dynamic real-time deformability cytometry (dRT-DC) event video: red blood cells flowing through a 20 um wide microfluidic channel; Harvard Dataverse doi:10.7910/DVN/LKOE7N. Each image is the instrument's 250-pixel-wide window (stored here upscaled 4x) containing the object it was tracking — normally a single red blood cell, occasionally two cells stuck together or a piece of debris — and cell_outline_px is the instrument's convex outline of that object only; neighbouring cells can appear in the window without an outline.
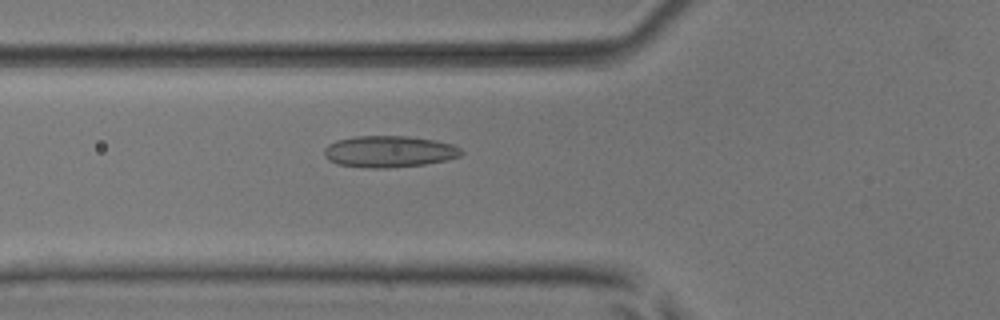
{"species": "common noctule bat (a hibernating species)", "species_latin": "Nyctalus noctula", "temperature_condition": "room temperature", "stored_images_in_passage": 45, "camera_frame_rate_fps": 3000, "um_per_image_px": 0.085, "animal": {"sex": "male", "body_mass_g": 17.9, "forearm_length_mm": 54.2}, "frame": {"image": 1, "passage_image": 13, "time_ms": 4.0, "image_size_px": [1000, 320], "cell_outline_px": [[464, 152], [460, 156], [444, 160], [424, 164], [388, 168], [368, 168], [336, 164], [328, 160], [324, 156], [324, 148], [328, 144], [336, 140], [356, 136], [408, 136], [436, 140], [452, 144], [460, 148]], "centroid_in_image_um": [33.04, 12.88], "position_along_channel_um": 92.8, "area_um2": 25.32}}
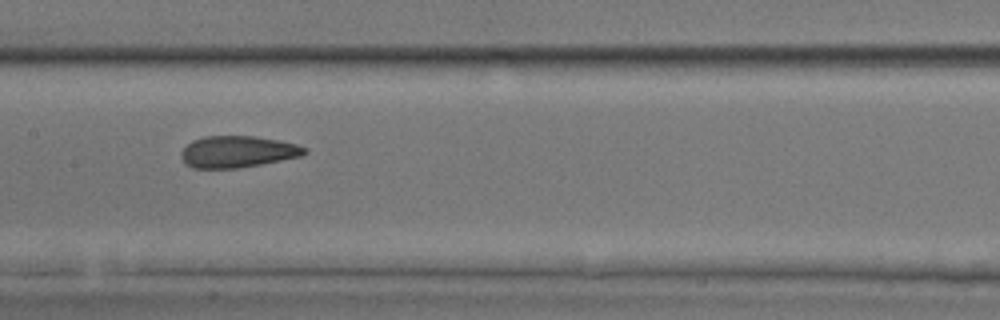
{"frame": {"image": 2, "passage_image": 20, "time_ms": 6.333, "image_size_px": [1000, 320], "cell_outline_px": [[308, 152], [304, 156], [260, 164], [236, 168], [192, 168], [184, 164], [180, 156], [180, 152], [192, 140], [204, 136], [256, 136], [280, 140], [296, 144], [308, 148]], "centroid_in_image_um": [20.21, 12.89], "position_along_channel_um": 187.2, "area_um2": 23.0}}
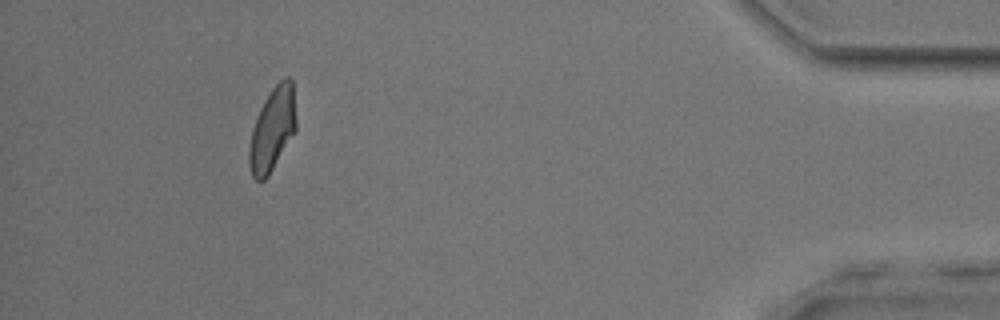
{"frame": {"image": 3, "passage_image": 41, "time_ms": 13.333, "image_size_px": [1000, 320], "cell_outline_px": [[296, 128], [268, 176], [264, 180], [256, 180], [252, 176], [248, 164], [248, 152], [252, 128], [256, 116], [264, 100], [272, 88], [284, 76], [288, 76], [292, 80], [296, 120]], "centroid_in_image_um": [23.13, 10.97], "position_along_channel_um": 412.1, "area_um2": 22.66}, "authors_computed_cell_mechanics": {"area_um2": 23.12, "velocity_mm_per_s": 4.0472, "shape_relaxation_time_tau1_ms": 8.7715, "shape_relaxation_time_tau2_ms": 1.4088, "deformation_change_tau1": 0.1884, "deformation_change_tau2": 0.0963}}